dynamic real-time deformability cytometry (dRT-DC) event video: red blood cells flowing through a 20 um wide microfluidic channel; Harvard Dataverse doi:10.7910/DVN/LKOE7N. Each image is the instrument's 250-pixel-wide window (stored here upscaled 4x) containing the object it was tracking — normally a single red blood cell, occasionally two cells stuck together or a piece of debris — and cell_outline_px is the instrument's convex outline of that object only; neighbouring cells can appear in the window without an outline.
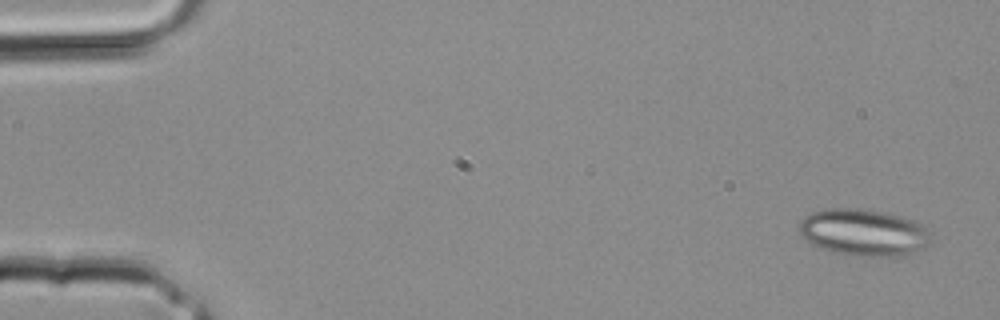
{"species": "common noctule bat (a hibernating species)", "species_latin": "Nyctalus noctula", "temperature_condition": "room temperature", "stored_images_in_passage": 3, "camera_frame_rate_fps": 3000, "um_per_image_px": 0.085, "animal": {"sex": "male", "body_mass_g": 20.4}, "frame": {"image": 1, "passage_image": 1, "time_ms": 0.0, "image_size_px": [1000, 320], "cell_outline_px": [[932, 244], [908, 256], [856, 256], [832, 252], [820, 248], [812, 244], [800, 236], [800, 220], [804, 216], [812, 212], [828, 208], [860, 208], [884, 212], [900, 216], [924, 224], [932, 236]], "centroid_in_image_um": [73.45, 19.77], "position_along_channel_um": 11.5, "area_um2": 36.65}}